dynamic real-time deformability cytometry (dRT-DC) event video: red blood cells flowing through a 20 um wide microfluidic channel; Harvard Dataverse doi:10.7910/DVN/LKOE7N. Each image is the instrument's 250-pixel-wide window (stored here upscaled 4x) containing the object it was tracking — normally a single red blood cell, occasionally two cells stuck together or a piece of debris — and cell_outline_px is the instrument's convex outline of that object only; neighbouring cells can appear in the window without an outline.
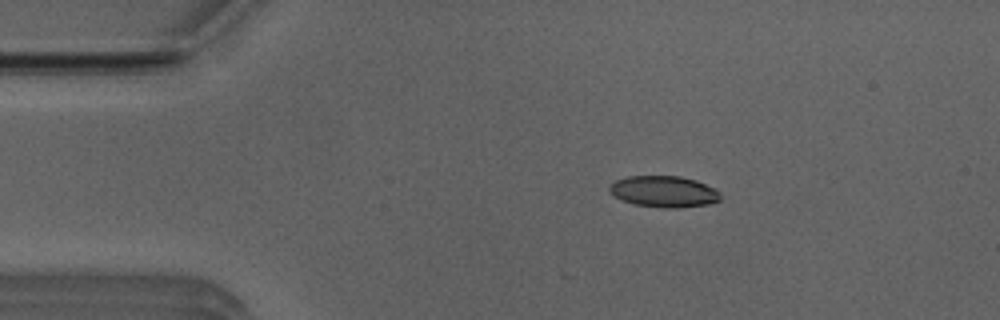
{"species": "Egyptian fruit bat (a non-hibernating species)", "species_latin": "Rousettus aegyptiacus", "temperature_condition": "room temperature", "stored_images_in_passage": 14, "camera_frame_rate_fps": 3000, "um_per_image_px": 0.085, "animal": {"sex": "male"}, "frame": {"image": 1, "passage_image": 8, "time_ms": 2.333, "image_size_px": [1000, 320], "cell_outline_px": [[720, 200], [708, 204], [676, 208], [664, 208], [636, 204], [624, 200], [616, 196], [608, 188], [616, 180], [628, 176], [680, 176], [696, 180], [716, 188], [720, 192]], "centroid_in_image_um": [56.49, 16.27], "position_along_channel_um": 28.5, "area_um2": 20.06}}